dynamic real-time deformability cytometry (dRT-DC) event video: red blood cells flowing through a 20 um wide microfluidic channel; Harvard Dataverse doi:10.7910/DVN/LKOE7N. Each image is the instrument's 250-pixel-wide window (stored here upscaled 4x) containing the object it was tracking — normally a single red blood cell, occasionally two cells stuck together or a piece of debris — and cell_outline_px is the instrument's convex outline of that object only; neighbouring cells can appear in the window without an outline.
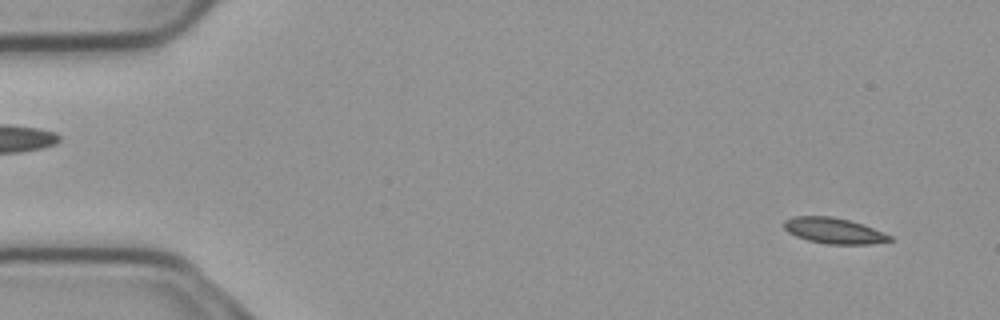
{"species": "common noctule bat (a hibernating species)", "species_latin": "Nyctalus noctula", "temperature_condition": "cold", "stored_images_in_passage": 56, "camera_frame_rate_fps": 3000, "um_per_image_px": 0.085, "animal": {"sex": "male", "body_mass_g": 23.1, "forearm_length_mm": 52.7}, "frame": {"image": 1, "passage_image": 3, "time_ms": 0.667, "image_size_px": [1000, 320], "cell_outline_px": [[892, 240], [868, 244], [828, 244], [808, 240], [796, 236], [788, 232], [784, 228], [784, 220], [792, 216], [832, 216], [864, 224], [892, 236]], "centroid_in_image_um": [70.86, 19.6], "position_along_channel_um": 14.1, "area_um2": 15.84}}
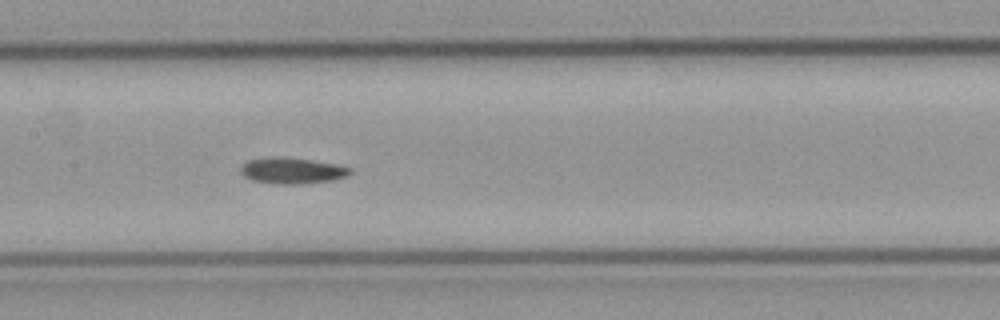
{"frame": {"image": 2, "passage_image": 26, "time_ms": 8.333, "image_size_px": [1000, 320], "cell_outline_px": [[352, 172], [348, 176], [332, 180], [300, 184], [280, 184], [252, 180], [244, 176], [240, 172], [240, 168], [248, 160], [312, 160], [336, 164], [352, 168]], "centroid_in_image_um": [24.92, 14.56], "position_along_channel_um": 182.5, "area_um2": 15.66}}
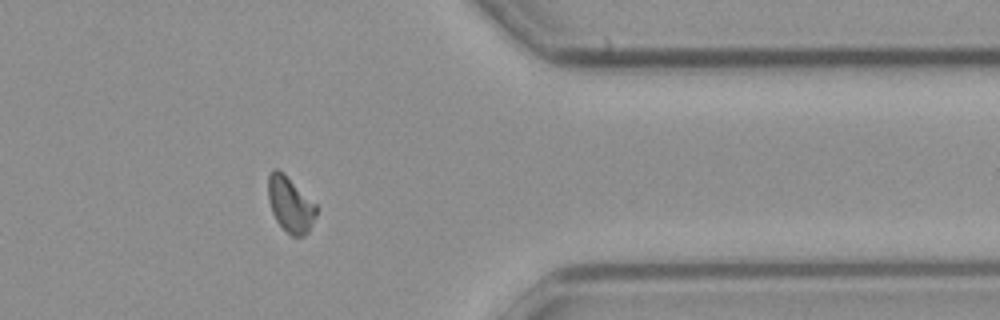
{"frame": {"image": 3, "passage_image": 44, "time_ms": 14.333, "image_size_px": [1000, 320], "cell_outline_px": [[316, 216], [308, 232], [304, 236], [292, 236], [276, 220], [272, 212], [268, 200], [268, 176], [272, 168], [276, 168], [284, 172], [316, 204]], "centroid_in_image_um": [24.66, 17.34], "position_along_channel_um": 386.7, "area_um2": 15.61}}